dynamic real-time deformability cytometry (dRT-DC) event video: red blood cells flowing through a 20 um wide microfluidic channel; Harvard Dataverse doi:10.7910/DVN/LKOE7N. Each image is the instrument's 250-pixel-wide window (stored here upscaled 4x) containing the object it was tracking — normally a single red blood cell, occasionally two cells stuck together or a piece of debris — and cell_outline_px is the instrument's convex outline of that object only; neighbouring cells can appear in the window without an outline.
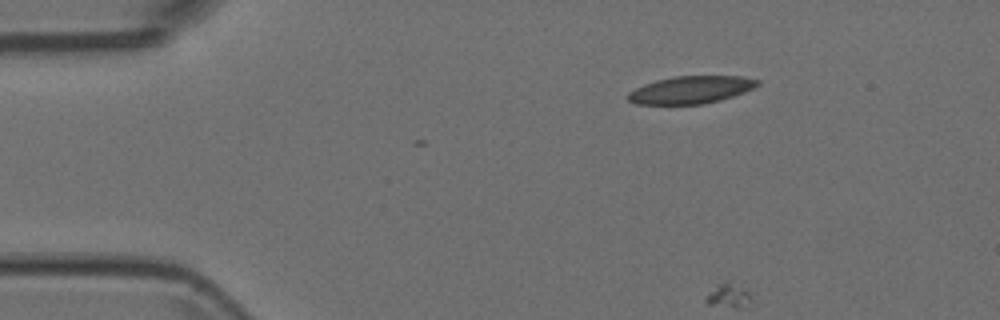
{"species": "Egyptian fruit bat (a non-hibernating species)", "species_latin": "Rousettus aegyptiacus", "temperature_condition": "room temperature", "stored_images_in_passage": 5, "camera_frame_rate_fps": 3000, "um_per_image_px": 0.085, "animal": {"sex": "female"}, "frame": {"image": 1, "passage_image": 5, "time_ms": 1.333, "image_size_px": [1000, 320], "cell_outline_px": [[760, 84], [744, 92], [720, 100], [704, 104], [636, 104], [628, 100], [628, 92], [644, 84], [656, 80], [676, 76], [740, 76], [760, 80]], "centroid_in_image_um": [58.72, 7.63], "position_along_channel_um": 26.3, "area_um2": 20.63}}